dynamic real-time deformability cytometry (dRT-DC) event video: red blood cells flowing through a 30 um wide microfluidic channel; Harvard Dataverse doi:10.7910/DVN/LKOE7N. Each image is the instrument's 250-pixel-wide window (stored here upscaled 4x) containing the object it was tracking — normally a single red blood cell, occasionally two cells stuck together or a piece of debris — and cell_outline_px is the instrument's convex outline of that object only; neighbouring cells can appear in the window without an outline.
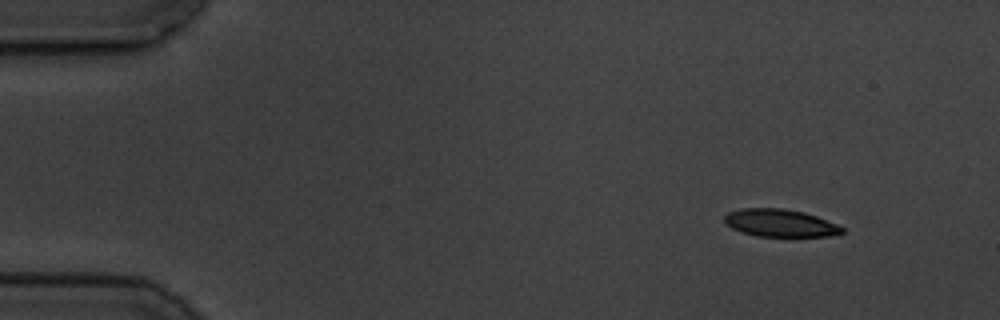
{"species": "common noctule bat (a hibernating species)", "species_latin": "Nyctalus noctula", "temperature_condition": "cold", "stored_images_in_passage": 5, "segment_of_instrument_passage": [1, 2], "camera_frame_rate_fps": 3000, "um_per_image_px": 0.085, "animal": {"sex": "male", "body_mass_g": 19.5, "forearm_length_mm": 54.6}, "frame": {"image": 1, "passage_image": 1, "time_ms": 0.0, "image_size_px": [1000, 320], "cell_outline_px": [[844, 232], [840, 236], [756, 236], [740, 232], [724, 224], [724, 216], [728, 212], [740, 208], [780, 208], [804, 212], [816, 216], [836, 224], [844, 228]], "centroid_in_image_um": [66.3, 18.96], "position_along_channel_um": 18.7, "area_um2": 19.07}}
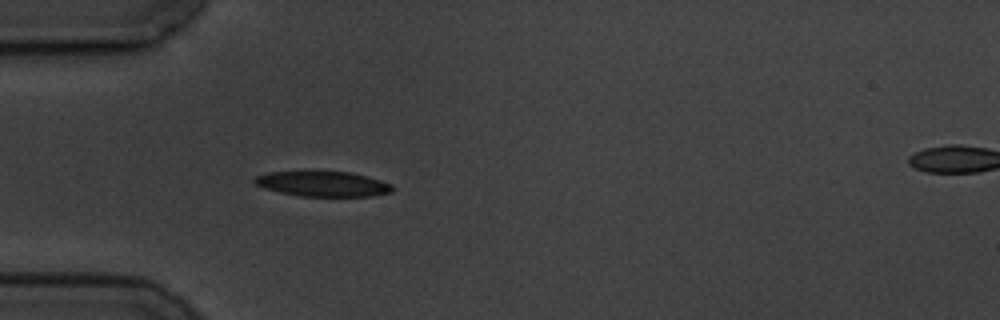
{"frame": {"image": 2, "passage_image": 4, "time_ms": 3.667, "image_size_px": [1000, 320], "cell_outline_px": [[392, 192], [372, 196], [300, 196], [280, 192], [264, 188], [256, 184], [252, 180], [256, 176], [268, 172], [348, 172], [380, 180], [392, 184]], "centroid_in_image_um": [27.43, 15.64], "position_along_channel_um": 57.6, "area_um2": 19.88}}